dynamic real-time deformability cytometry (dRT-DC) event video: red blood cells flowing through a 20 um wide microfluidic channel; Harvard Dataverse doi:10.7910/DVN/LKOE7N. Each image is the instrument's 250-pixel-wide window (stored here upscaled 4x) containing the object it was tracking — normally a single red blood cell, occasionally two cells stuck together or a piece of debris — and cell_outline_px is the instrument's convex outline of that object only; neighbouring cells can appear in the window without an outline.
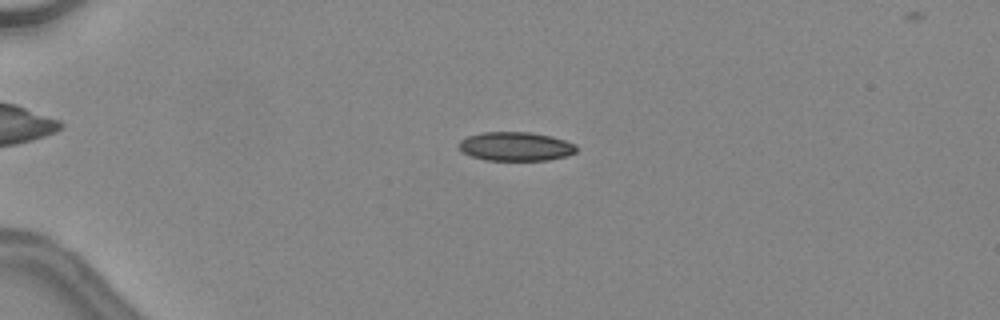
{"species": "common noctule bat (a hibernating species)", "species_latin": "Nyctalus noctula", "temperature_condition": "warm", "stored_images_in_passage": 41, "camera_frame_rate_fps": 3000, "um_per_image_px": 0.085, "animal": {"sex": "female", "body_mass_g": 24.6, "forearm_length_mm": 56.2}, "frame": {"image": 1, "passage_image": 7, "time_ms": 2.0, "image_size_px": [1000, 320], "cell_outline_px": [[576, 152], [568, 156], [548, 160], [484, 160], [472, 156], [464, 152], [456, 144], [460, 140], [468, 136], [484, 132], [528, 132], [552, 136], [576, 144]], "centroid_in_image_um": [43.84, 12.45], "position_along_channel_um": 41.2, "area_um2": 19.83}, "authors_computed_cell_mechanics": {"area_um2": 20.4034, "velocity_mm_per_s": 4.565, "shape_relaxation_time_tau1_ms": 9.2353, "shape_relaxation_time_tau2_ms": 1.6564, "deformation_change_tau1": 0.2283, "deformation_change_tau2": 0.0709}}